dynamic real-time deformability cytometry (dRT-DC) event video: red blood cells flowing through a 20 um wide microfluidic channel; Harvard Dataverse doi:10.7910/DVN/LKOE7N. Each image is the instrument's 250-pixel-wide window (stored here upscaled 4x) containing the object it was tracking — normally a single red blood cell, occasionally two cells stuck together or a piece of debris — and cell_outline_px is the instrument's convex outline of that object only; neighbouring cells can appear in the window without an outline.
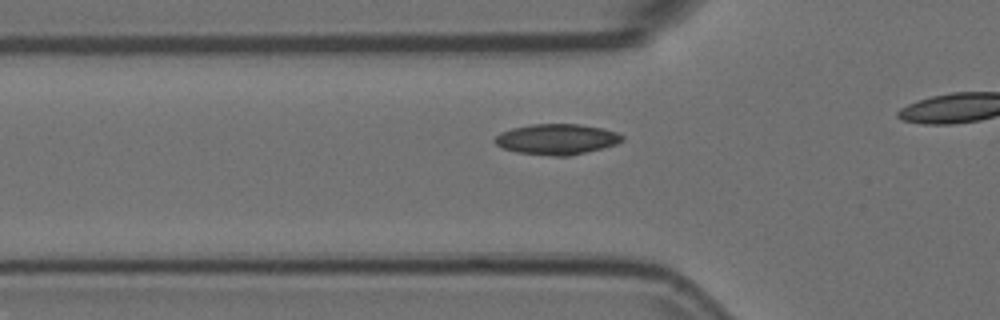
{"species": "Egyptian fruit bat (a non-hibernating species)", "species_latin": "Rousettus aegyptiacus", "temperature_condition": "room temperature", "stored_images_in_passage": 2, "camera_frame_rate_fps": 3000, "um_per_image_px": 0.085, "animal": {"sex": "female"}, "frame": {"image": 1, "passage_image": 2, "time_ms": 0.333, "image_size_px": [1000, 320], "cell_outline_px": [[624, 140], [616, 144], [568, 156], [556, 156], [516, 152], [504, 148], [496, 144], [492, 140], [500, 132], [512, 128], [532, 124], [580, 124], [600, 128], [616, 132], [624, 136]], "centroid_in_image_um": [47.3, 11.82], "position_along_channel_um": 78.5, "area_um2": 22.48}}